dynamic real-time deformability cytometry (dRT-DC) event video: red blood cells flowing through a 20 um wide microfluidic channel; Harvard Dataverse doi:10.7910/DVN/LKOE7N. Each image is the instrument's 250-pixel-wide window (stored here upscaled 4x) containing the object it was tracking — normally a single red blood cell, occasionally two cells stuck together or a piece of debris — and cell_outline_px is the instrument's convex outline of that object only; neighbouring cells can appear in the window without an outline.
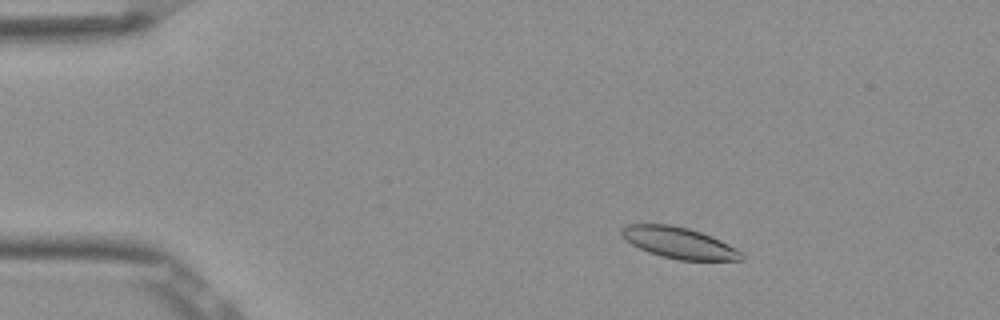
{"species": "Egyptian fruit bat (a non-hibernating species)", "species_latin": "Rousettus aegyptiacus", "temperature_condition": "room temperature", "stored_images_in_passage": 4, "camera_frame_rate_fps": 3000, "um_per_image_px": 0.085, "frame": {"image": 1, "passage_image": 2, "time_ms": 0.333, "image_size_px": [1000, 320], "cell_outline_px": [[744, 260], [680, 260], [660, 256], [648, 252], [632, 244], [620, 232], [628, 224], [672, 224], [688, 228], [712, 236], [736, 248], [744, 256]], "centroid_in_image_um": [57.75, 20.64], "position_along_channel_um": 27.3, "area_um2": 21.56}}